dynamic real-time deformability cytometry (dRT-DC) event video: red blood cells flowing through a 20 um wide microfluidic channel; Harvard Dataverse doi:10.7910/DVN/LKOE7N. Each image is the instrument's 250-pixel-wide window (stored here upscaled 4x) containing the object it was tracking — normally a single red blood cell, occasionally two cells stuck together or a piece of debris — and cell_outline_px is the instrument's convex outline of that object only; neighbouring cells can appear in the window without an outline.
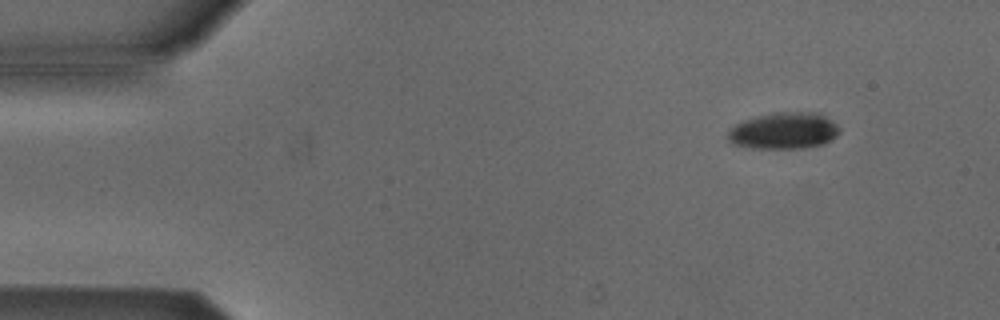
{"species": "Egyptian fruit bat (a non-hibernating species)", "species_latin": "Rousettus aegyptiacus", "temperature_condition": "cold", "stored_images_in_passage": 7, "camera_frame_rate_fps": 3000, "um_per_image_px": 0.085, "animal": {"sex": "male"}, "frame": {"image": 1, "passage_image": 1, "time_ms": 0.0, "image_size_px": [1000, 320], "cell_outline_px": [[840, 132], [836, 136], [824, 144], [804, 148], [752, 148], [732, 144], [728, 140], [728, 132], [736, 124], [744, 120], [756, 116], [772, 112], [820, 112], [832, 120], [840, 128]], "centroid_in_image_um": [66.65, 11.11], "position_along_channel_um": 18.3, "area_um2": 23.99}}
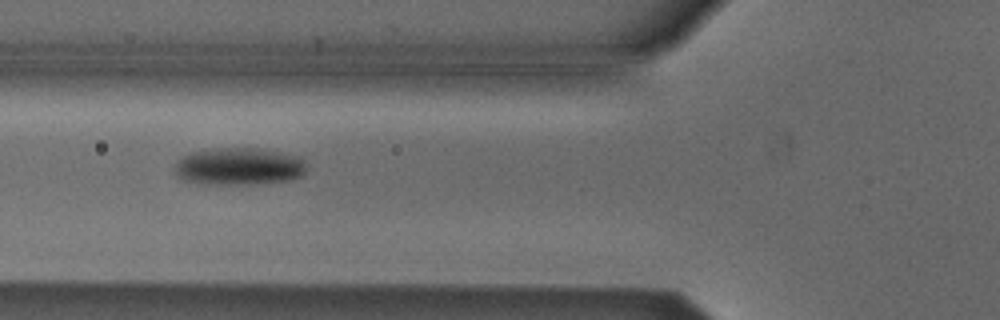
{"frame": {"image": 2, "passage_image": 5, "time_ms": 4.667, "image_size_px": [1000, 320], "cell_outline_px": [[304, 172], [300, 176], [288, 180], [256, 184], [200, 184], [184, 180], [176, 176], [176, 164], [184, 156], [192, 152], [212, 148], [256, 148], [280, 152], [300, 156], [304, 160]], "centroid_in_image_um": [20.3, 14.15], "position_along_channel_um": 105.5, "area_um2": 28.61}}
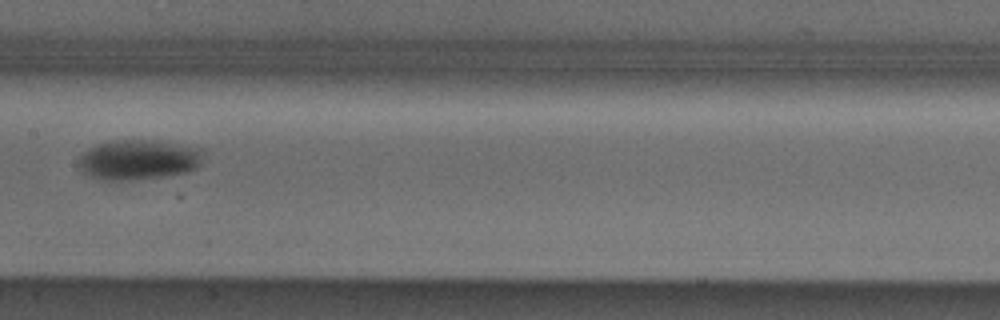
{"frame": {"image": 3, "passage_image": 7, "time_ms": 7.0, "image_size_px": [1000, 320], "cell_outline_px": [[204, 148], [200, 164], [196, 168], [188, 172], [168, 176], [132, 180], [100, 180], [80, 172], [80, 156], [84, 152], [100, 144], [112, 140], [144, 140]], "centroid_in_image_um": [11.79, 13.6], "position_along_channel_um": 195.6, "area_um2": 28.96}}